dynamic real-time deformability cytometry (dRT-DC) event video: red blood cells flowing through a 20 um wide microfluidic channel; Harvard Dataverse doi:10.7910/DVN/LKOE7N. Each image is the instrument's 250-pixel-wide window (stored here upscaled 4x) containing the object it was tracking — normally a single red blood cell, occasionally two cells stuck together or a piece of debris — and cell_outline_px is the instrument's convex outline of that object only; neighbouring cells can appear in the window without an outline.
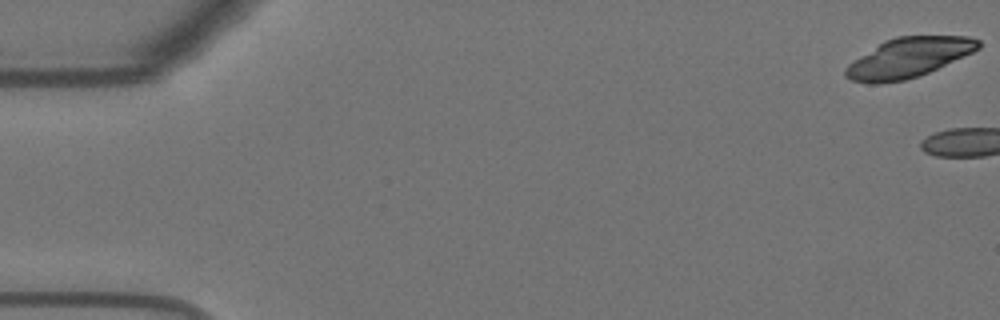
{"species": "Egyptian fruit bat (a non-hibernating species)", "species_latin": "Rousettus aegyptiacus", "temperature_condition": "warm", "stored_images_in_passage": 4, "camera_frame_rate_fps": 3000, "um_per_image_px": 0.085, "animal": {"sex": "female"}, "frame": {"image": 1, "passage_image": 1, "time_ms": 0.0, "image_size_px": [1000, 320], "cell_outline_px": [[980, 48], [972, 52], [928, 72], [904, 80], [880, 84], [868, 84], [852, 80], [844, 76], [844, 68], [848, 64], [884, 40], [896, 36], [968, 36], [980, 40]], "centroid_in_image_um": [77.18, 4.9], "position_along_channel_um": 7.8, "area_um2": 30.52}}